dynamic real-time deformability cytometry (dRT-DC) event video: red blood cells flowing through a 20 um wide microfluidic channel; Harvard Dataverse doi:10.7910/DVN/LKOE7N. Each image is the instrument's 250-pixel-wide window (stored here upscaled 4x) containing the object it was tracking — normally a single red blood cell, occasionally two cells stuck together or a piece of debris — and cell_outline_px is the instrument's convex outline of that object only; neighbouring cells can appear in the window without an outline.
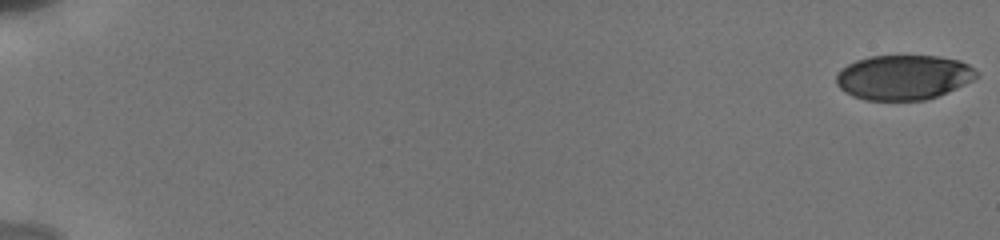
{"species": "human", "species_latin": "Homo sapiens", "temperature_condition": "cold", "stored_images_in_passage": 24, "camera_frame_rate_fps": 3000, "um_per_image_px": 0.085, "donor": {"sex": "male"}, "frame": {"image": 1, "passage_image": 1, "time_ms": 0.0, "image_size_px": [1000, 240], "cell_outline_px": [[980, 76], [956, 88], [936, 96], [924, 100], [864, 100], [852, 96], [844, 92], [836, 84], [836, 76], [848, 64], [856, 60], [872, 56], [940, 56], [960, 60], [968, 64], [980, 72]], "centroid_in_image_um": [76.82, 6.57], "position_along_channel_um": 8.2, "area_um2": 36.65}}
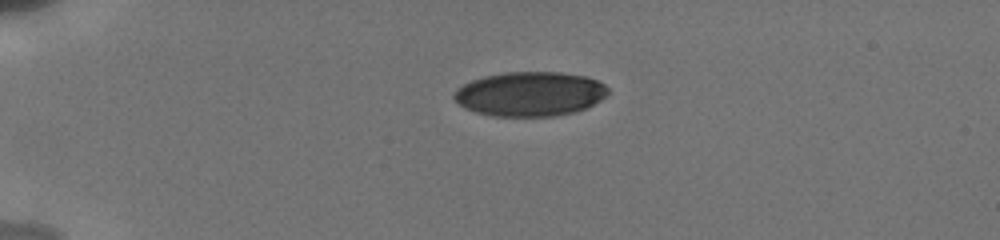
{"frame": {"image": 2, "passage_image": 17, "time_ms": 4.667, "image_size_px": [1000, 240], "cell_outline_px": [[608, 92], [600, 100], [576, 112], [556, 116], [492, 116], [476, 112], [464, 108], [452, 96], [456, 88], [472, 80], [484, 76], [504, 72], [560, 72], [584, 76], [596, 80], [604, 84], [608, 88]], "centroid_in_image_um": [45.02, 7.98], "position_along_channel_um": 40.0, "area_um2": 39.82}}